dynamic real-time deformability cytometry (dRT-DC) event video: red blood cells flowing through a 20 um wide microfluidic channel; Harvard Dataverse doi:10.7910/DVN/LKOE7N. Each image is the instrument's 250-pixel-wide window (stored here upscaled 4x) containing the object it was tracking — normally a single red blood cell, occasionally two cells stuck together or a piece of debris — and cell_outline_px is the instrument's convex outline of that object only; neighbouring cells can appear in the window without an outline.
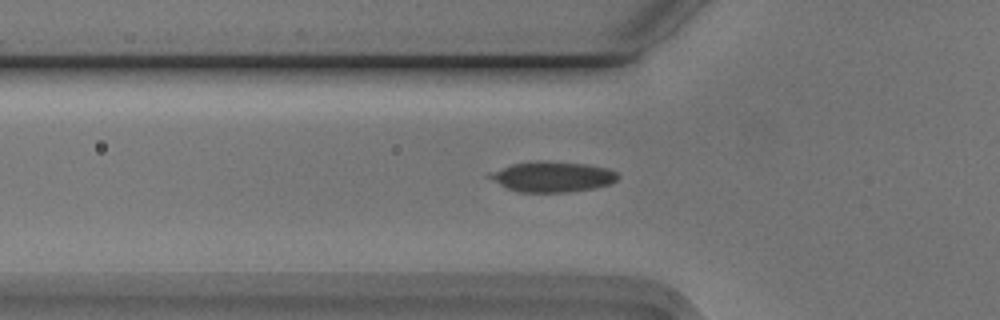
{"species": "Egyptian fruit bat (a non-hibernating species)", "species_latin": "Rousettus aegyptiacus", "temperature_condition": "cold", "stored_images_in_passage": 54, "camera_frame_rate_fps": 3000, "um_per_image_px": 0.085, "animal": {"sex": "male"}, "frame": {"image": 1, "passage_image": 18, "time_ms": 5.667, "image_size_px": [1000, 320], "cell_outline_px": [[620, 176], [612, 184], [596, 188], [568, 192], [520, 192], [508, 188], [484, 176], [488, 172], [512, 164], [536, 160], [540, 160], [588, 164], [608, 168], [616, 172]], "centroid_in_image_um": [46.95, 15.01], "position_along_channel_um": 78.8, "area_um2": 23.06}}
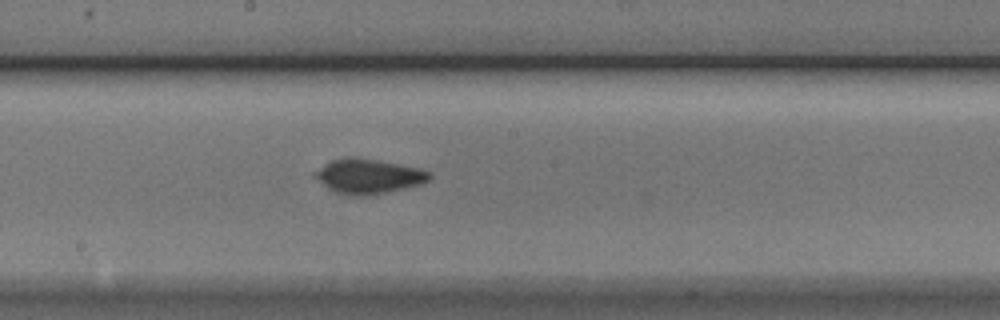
{"frame": {"image": 2, "passage_image": 29, "time_ms": 9.333, "image_size_px": [1000, 320], "cell_outline_px": [[432, 176], [428, 180], [420, 184], [404, 188], [364, 196], [352, 196], [336, 192], [328, 188], [312, 176], [312, 172], [324, 164], [332, 160], [348, 156], [352, 156], [376, 160], [420, 168], [432, 172]], "centroid_in_image_um": [31.28, 14.97], "position_along_channel_um": 216.9, "area_um2": 23.12}}
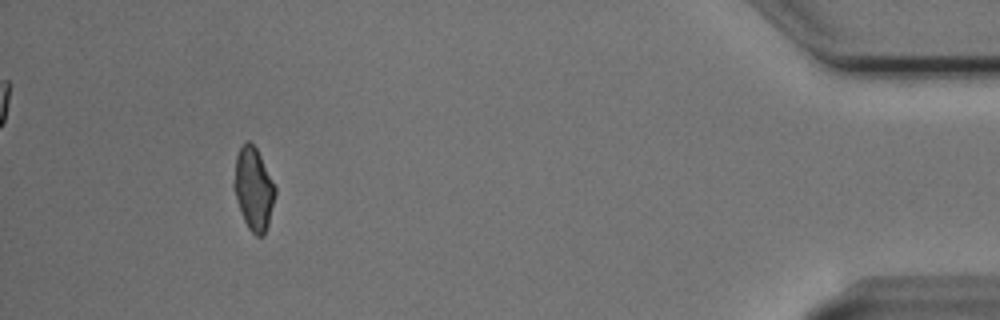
{"frame": {"image": 3, "passage_image": 50, "time_ms": 16.333, "image_size_px": [1000, 320], "cell_outline_px": [[276, 192], [268, 224], [264, 236], [256, 236], [248, 228], [244, 220], [232, 184], [236, 156], [240, 148], [248, 140], [256, 148], [276, 188]], "centroid_in_image_um": [21.54, 16.06], "position_along_channel_um": 413.7, "area_um2": 19.48}, "authors_computed_cell_mechanics": {"area_um2": 21.2704, "velocity_mm_per_s": 3.7491, "shape_relaxation_time_tau1_ms": 6.6762, "shape_relaxation_time_tau2_ms": 2.8265, "deformation_change_tau1": 0.136, "deformation_change_tau2": 0.0675}}